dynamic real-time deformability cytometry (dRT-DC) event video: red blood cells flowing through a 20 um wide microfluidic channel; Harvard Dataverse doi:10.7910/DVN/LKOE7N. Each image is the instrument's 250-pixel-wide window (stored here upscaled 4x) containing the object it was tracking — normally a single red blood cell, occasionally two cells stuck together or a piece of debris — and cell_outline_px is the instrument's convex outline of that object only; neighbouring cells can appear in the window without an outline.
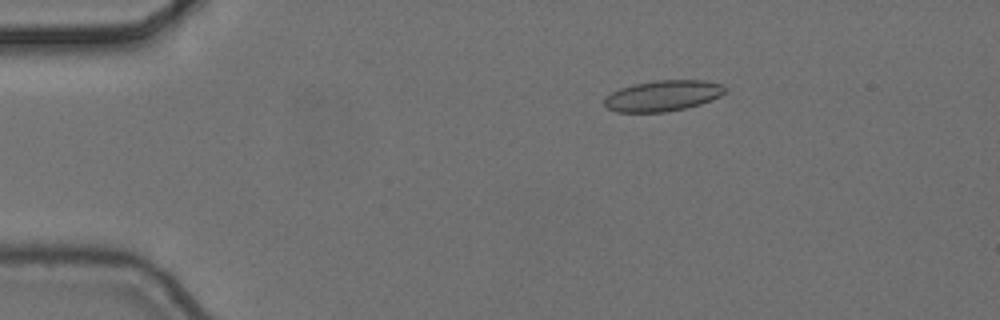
{"species": "common noctule bat (a hibernating species)", "species_latin": "Nyctalus noctula", "temperature_condition": "cold", "stored_images_in_passage": 4, "camera_frame_rate_fps": 3000, "um_per_image_px": 0.085, "animal": {"sex": "female", "body_mass_g": 24.6, "forearm_length_mm": 56.2}, "frame": {"image": 1, "passage_image": 2, "time_ms": 0.333, "image_size_px": [1000, 320], "cell_outline_px": [[728, 88], [720, 96], [700, 104], [684, 108], [664, 112], [616, 112], [608, 108], [604, 104], [604, 100], [612, 92], [620, 88], [632, 84], [656, 80], [704, 80], [720, 84]], "centroid_in_image_um": [56.34, 8.13], "position_along_channel_um": 28.7, "area_um2": 21.56}}